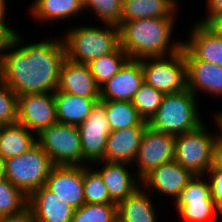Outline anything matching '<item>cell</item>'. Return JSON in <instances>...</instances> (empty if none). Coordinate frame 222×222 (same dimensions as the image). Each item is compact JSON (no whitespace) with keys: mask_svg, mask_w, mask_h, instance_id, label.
Segmentation results:
<instances>
[{"mask_svg":"<svg viewBox=\"0 0 222 222\" xmlns=\"http://www.w3.org/2000/svg\"><path fill=\"white\" fill-rule=\"evenodd\" d=\"M20 36L14 31L0 54V78L17 96L55 92L66 59L63 39L22 46Z\"/></svg>","mask_w":222,"mask_h":222,"instance_id":"cell-1","label":"cell"},{"mask_svg":"<svg viewBox=\"0 0 222 222\" xmlns=\"http://www.w3.org/2000/svg\"><path fill=\"white\" fill-rule=\"evenodd\" d=\"M175 20V17H160L121 21L120 46L129 59L172 55L183 46V41L170 44Z\"/></svg>","mask_w":222,"mask_h":222,"instance_id":"cell-2","label":"cell"},{"mask_svg":"<svg viewBox=\"0 0 222 222\" xmlns=\"http://www.w3.org/2000/svg\"><path fill=\"white\" fill-rule=\"evenodd\" d=\"M105 25V29L86 25L68 29L63 37L66 58L72 62L88 64L114 52L120 46L119 27L113 24Z\"/></svg>","mask_w":222,"mask_h":222,"instance_id":"cell-3","label":"cell"},{"mask_svg":"<svg viewBox=\"0 0 222 222\" xmlns=\"http://www.w3.org/2000/svg\"><path fill=\"white\" fill-rule=\"evenodd\" d=\"M196 97L188 88L165 94L156 113L148 121V126L175 136L196 129L203 123Z\"/></svg>","mask_w":222,"mask_h":222,"instance_id":"cell-4","label":"cell"},{"mask_svg":"<svg viewBox=\"0 0 222 222\" xmlns=\"http://www.w3.org/2000/svg\"><path fill=\"white\" fill-rule=\"evenodd\" d=\"M5 164V178L27 197L46 184L54 166L38 143L19 156L5 159Z\"/></svg>","mask_w":222,"mask_h":222,"instance_id":"cell-5","label":"cell"},{"mask_svg":"<svg viewBox=\"0 0 222 222\" xmlns=\"http://www.w3.org/2000/svg\"><path fill=\"white\" fill-rule=\"evenodd\" d=\"M205 127L203 122L196 129L177 135L175 140L174 160L194 175L204 176L213 166L217 134L207 133Z\"/></svg>","mask_w":222,"mask_h":222,"instance_id":"cell-6","label":"cell"},{"mask_svg":"<svg viewBox=\"0 0 222 222\" xmlns=\"http://www.w3.org/2000/svg\"><path fill=\"white\" fill-rule=\"evenodd\" d=\"M36 140L53 165L83 166L78 126L57 122L41 130Z\"/></svg>","mask_w":222,"mask_h":222,"instance_id":"cell-7","label":"cell"},{"mask_svg":"<svg viewBox=\"0 0 222 222\" xmlns=\"http://www.w3.org/2000/svg\"><path fill=\"white\" fill-rule=\"evenodd\" d=\"M140 60L144 82L158 91L172 94L187 88L183 46L181 50L169 56L147 57Z\"/></svg>","mask_w":222,"mask_h":222,"instance_id":"cell-8","label":"cell"},{"mask_svg":"<svg viewBox=\"0 0 222 222\" xmlns=\"http://www.w3.org/2000/svg\"><path fill=\"white\" fill-rule=\"evenodd\" d=\"M78 131L83 165H87V162L90 164L100 161L104 155L107 137L111 133L106 116V100L95 101L87 119L78 126Z\"/></svg>","mask_w":222,"mask_h":222,"instance_id":"cell-9","label":"cell"},{"mask_svg":"<svg viewBox=\"0 0 222 222\" xmlns=\"http://www.w3.org/2000/svg\"><path fill=\"white\" fill-rule=\"evenodd\" d=\"M175 140V135L146 127L133 162L138 166L137 177L140 180L158 166L174 161Z\"/></svg>","mask_w":222,"mask_h":222,"instance_id":"cell-10","label":"cell"},{"mask_svg":"<svg viewBox=\"0 0 222 222\" xmlns=\"http://www.w3.org/2000/svg\"><path fill=\"white\" fill-rule=\"evenodd\" d=\"M201 178L202 175H194L175 201L178 214L187 222L208 221L216 212L222 217L211 196L209 182Z\"/></svg>","mask_w":222,"mask_h":222,"instance_id":"cell-11","label":"cell"},{"mask_svg":"<svg viewBox=\"0 0 222 222\" xmlns=\"http://www.w3.org/2000/svg\"><path fill=\"white\" fill-rule=\"evenodd\" d=\"M17 122L34 131L36 135L57 123L54 92L18 96Z\"/></svg>","mask_w":222,"mask_h":222,"instance_id":"cell-12","label":"cell"},{"mask_svg":"<svg viewBox=\"0 0 222 222\" xmlns=\"http://www.w3.org/2000/svg\"><path fill=\"white\" fill-rule=\"evenodd\" d=\"M84 165H54L50 170L45 186L75 209L84 203Z\"/></svg>","mask_w":222,"mask_h":222,"instance_id":"cell-13","label":"cell"},{"mask_svg":"<svg viewBox=\"0 0 222 222\" xmlns=\"http://www.w3.org/2000/svg\"><path fill=\"white\" fill-rule=\"evenodd\" d=\"M186 87L196 96L197 91L219 98L222 96V67L197 59L184 45Z\"/></svg>","mask_w":222,"mask_h":222,"instance_id":"cell-14","label":"cell"},{"mask_svg":"<svg viewBox=\"0 0 222 222\" xmlns=\"http://www.w3.org/2000/svg\"><path fill=\"white\" fill-rule=\"evenodd\" d=\"M143 82L141 60L128 59L119 72L100 88V99L131 101Z\"/></svg>","mask_w":222,"mask_h":222,"instance_id":"cell-15","label":"cell"},{"mask_svg":"<svg viewBox=\"0 0 222 222\" xmlns=\"http://www.w3.org/2000/svg\"><path fill=\"white\" fill-rule=\"evenodd\" d=\"M193 176L194 174L191 171L174 160L152 170L140 183L144 189L152 187V189L157 190L162 195L174 197L175 199L173 200L176 201Z\"/></svg>","mask_w":222,"mask_h":222,"instance_id":"cell-16","label":"cell"},{"mask_svg":"<svg viewBox=\"0 0 222 222\" xmlns=\"http://www.w3.org/2000/svg\"><path fill=\"white\" fill-rule=\"evenodd\" d=\"M146 127H129L111 131L101 161L133 164Z\"/></svg>","mask_w":222,"mask_h":222,"instance_id":"cell-17","label":"cell"},{"mask_svg":"<svg viewBox=\"0 0 222 222\" xmlns=\"http://www.w3.org/2000/svg\"><path fill=\"white\" fill-rule=\"evenodd\" d=\"M56 91L80 97H100V87L97 85L89 65L72 62L67 58L61 65Z\"/></svg>","mask_w":222,"mask_h":222,"instance_id":"cell-18","label":"cell"},{"mask_svg":"<svg viewBox=\"0 0 222 222\" xmlns=\"http://www.w3.org/2000/svg\"><path fill=\"white\" fill-rule=\"evenodd\" d=\"M28 207L37 222H72L75 208L51 192L45 185L28 197Z\"/></svg>","mask_w":222,"mask_h":222,"instance_id":"cell-19","label":"cell"},{"mask_svg":"<svg viewBox=\"0 0 222 222\" xmlns=\"http://www.w3.org/2000/svg\"><path fill=\"white\" fill-rule=\"evenodd\" d=\"M102 163L104 165L102 166L101 170L96 169V171L100 174L108 189L110 198L115 204H118L124 200L138 187H142V185H139L141 180L138 177H134L133 174L127 170L126 167L127 165H130L129 163L106 161H102Z\"/></svg>","mask_w":222,"mask_h":222,"instance_id":"cell-20","label":"cell"},{"mask_svg":"<svg viewBox=\"0 0 222 222\" xmlns=\"http://www.w3.org/2000/svg\"><path fill=\"white\" fill-rule=\"evenodd\" d=\"M188 41L183 45L199 60L222 67V37L206 25L195 23Z\"/></svg>","mask_w":222,"mask_h":222,"instance_id":"cell-21","label":"cell"},{"mask_svg":"<svg viewBox=\"0 0 222 222\" xmlns=\"http://www.w3.org/2000/svg\"><path fill=\"white\" fill-rule=\"evenodd\" d=\"M56 116L59 123L79 126L91 113L92 105L100 97H80L55 91Z\"/></svg>","mask_w":222,"mask_h":222,"instance_id":"cell-22","label":"cell"},{"mask_svg":"<svg viewBox=\"0 0 222 222\" xmlns=\"http://www.w3.org/2000/svg\"><path fill=\"white\" fill-rule=\"evenodd\" d=\"M143 190L138 187L117 204V222H157L154 203Z\"/></svg>","mask_w":222,"mask_h":222,"instance_id":"cell-23","label":"cell"},{"mask_svg":"<svg viewBox=\"0 0 222 222\" xmlns=\"http://www.w3.org/2000/svg\"><path fill=\"white\" fill-rule=\"evenodd\" d=\"M176 0H122L121 21L175 17Z\"/></svg>","mask_w":222,"mask_h":222,"instance_id":"cell-24","label":"cell"},{"mask_svg":"<svg viewBox=\"0 0 222 222\" xmlns=\"http://www.w3.org/2000/svg\"><path fill=\"white\" fill-rule=\"evenodd\" d=\"M35 135L19 122L0 125V156L8 159L27 152L37 143Z\"/></svg>","mask_w":222,"mask_h":222,"instance_id":"cell-25","label":"cell"},{"mask_svg":"<svg viewBox=\"0 0 222 222\" xmlns=\"http://www.w3.org/2000/svg\"><path fill=\"white\" fill-rule=\"evenodd\" d=\"M32 17L38 21H56L68 19L84 11V6L78 0H34ZM42 19V20H41ZM47 20V21H46Z\"/></svg>","mask_w":222,"mask_h":222,"instance_id":"cell-26","label":"cell"},{"mask_svg":"<svg viewBox=\"0 0 222 222\" xmlns=\"http://www.w3.org/2000/svg\"><path fill=\"white\" fill-rule=\"evenodd\" d=\"M106 116L111 131L148 126V122L138 114L131 101L106 100Z\"/></svg>","mask_w":222,"mask_h":222,"instance_id":"cell-27","label":"cell"},{"mask_svg":"<svg viewBox=\"0 0 222 222\" xmlns=\"http://www.w3.org/2000/svg\"><path fill=\"white\" fill-rule=\"evenodd\" d=\"M129 59L127 53L119 46L114 52L103 55L88 63L97 85L101 88L110 80Z\"/></svg>","mask_w":222,"mask_h":222,"instance_id":"cell-28","label":"cell"},{"mask_svg":"<svg viewBox=\"0 0 222 222\" xmlns=\"http://www.w3.org/2000/svg\"><path fill=\"white\" fill-rule=\"evenodd\" d=\"M28 207V197L8 179L0 178V217L21 213Z\"/></svg>","mask_w":222,"mask_h":222,"instance_id":"cell-29","label":"cell"},{"mask_svg":"<svg viewBox=\"0 0 222 222\" xmlns=\"http://www.w3.org/2000/svg\"><path fill=\"white\" fill-rule=\"evenodd\" d=\"M164 93L143 82L133 96L131 103L138 114L149 121L162 103Z\"/></svg>","mask_w":222,"mask_h":222,"instance_id":"cell-30","label":"cell"},{"mask_svg":"<svg viewBox=\"0 0 222 222\" xmlns=\"http://www.w3.org/2000/svg\"><path fill=\"white\" fill-rule=\"evenodd\" d=\"M72 222H117V204L84 203L75 209Z\"/></svg>","mask_w":222,"mask_h":222,"instance_id":"cell-31","label":"cell"},{"mask_svg":"<svg viewBox=\"0 0 222 222\" xmlns=\"http://www.w3.org/2000/svg\"><path fill=\"white\" fill-rule=\"evenodd\" d=\"M84 165V199L85 203H101V204H115L109 195L108 189L104 184L100 174Z\"/></svg>","mask_w":222,"mask_h":222,"instance_id":"cell-32","label":"cell"},{"mask_svg":"<svg viewBox=\"0 0 222 222\" xmlns=\"http://www.w3.org/2000/svg\"><path fill=\"white\" fill-rule=\"evenodd\" d=\"M86 9L93 10L104 24L118 26L121 23L122 0H86L84 10Z\"/></svg>","mask_w":222,"mask_h":222,"instance_id":"cell-33","label":"cell"},{"mask_svg":"<svg viewBox=\"0 0 222 222\" xmlns=\"http://www.w3.org/2000/svg\"><path fill=\"white\" fill-rule=\"evenodd\" d=\"M18 96L0 78V125L17 122Z\"/></svg>","mask_w":222,"mask_h":222,"instance_id":"cell-34","label":"cell"},{"mask_svg":"<svg viewBox=\"0 0 222 222\" xmlns=\"http://www.w3.org/2000/svg\"><path fill=\"white\" fill-rule=\"evenodd\" d=\"M209 175H208V174ZM206 176L210 178V189H211V196L215 202L216 208L219 213L222 215V170L216 169L212 166L207 172Z\"/></svg>","mask_w":222,"mask_h":222,"instance_id":"cell-35","label":"cell"},{"mask_svg":"<svg viewBox=\"0 0 222 222\" xmlns=\"http://www.w3.org/2000/svg\"><path fill=\"white\" fill-rule=\"evenodd\" d=\"M0 222H37L31 209L27 207L21 213L0 217Z\"/></svg>","mask_w":222,"mask_h":222,"instance_id":"cell-36","label":"cell"},{"mask_svg":"<svg viewBox=\"0 0 222 222\" xmlns=\"http://www.w3.org/2000/svg\"><path fill=\"white\" fill-rule=\"evenodd\" d=\"M208 6V15L202 20L200 19L199 23L206 25L213 17L222 13V0H207Z\"/></svg>","mask_w":222,"mask_h":222,"instance_id":"cell-37","label":"cell"},{"mask_svg":"<svg viewBox=\"0 0 222 222\" xmlns=\"http://www.w3.org/2000/svg\"><path fill=\"white\" fill-rule=\"evenodd\" d=\"M14 31L13 28L8 27L6 22H0V54Z\"/></svg>","mask_w":222,"mask_h":222,"instance_id":"cell-38","label":"cell"},{"mask_svg":"<svg viewBox=\"0 0 222 222\" xmlns=\"http://www.w3.org/2000/svg\"><path fill=\"white\" fill-rule=\"evenodd\" d=\"M213 166L222 170V136L217 135L214 147Z\"/></svg>","mask_w":222,"mask_h":222,"instance_id":"cell-39","label":"cell"},{"mask_svg":"<svg viewBox=\"0 0 222 222\" xmlns=\"http://www.w3.org/2000/svg\"><path fill=\"white\" fill-rule=\"evenodd\" d=\"M206 26L216 35L222 37V13L213 17Z\"/></svg>","mask_w":222,"mask_h":222,"instance_id":"cell-40","label":"cell"},{"mask_svg":"<svg viewBox=\"0 0 222 222\" xmlns=\"http://www.w3.org/2000/svg\"><path fill=\"white\" fill-rule=\"evenodd\" d=\"M6 0H0V22H6V11H7Z\"/></svg>","mask_w":222,"mask_h":222,"instance_id":"cell-41","label":"cell"},{"mask_svg":"<svg viewBox=\"0 0 222 222\" xmlns=\"http://www.w3.org/2000/svg\"><path fill=\"white\" fill-rule=\"evenodd\" d=\"M214 121L216 122V124L218 125L217 127L220 129V135L222 136V112H218L217 114H215L214 116Z\"/></svg>","mask_w":222,"mask_h":222,"instance_id":"cell-42","label":"cell"},{"mask_svg":"<svg viewBox=\"0 0 222 222\" xmlns=\"http://www.w3.org/2000/svg\"><path fill=\"white\" fill-rule=\"evenodd\" d=\"M5 168H6L5 159L0 156V178L5 177Z\"/></svg>","mask_w":222,"mask_h":222,"instance_id":"cell-43","label":"cell"},{"mask_svg":"<svg viewBox=\"0 0 222 222\" xmlns=\"http://www.w3.org/2000/svg\"><path fill=\"white\" fill-rule=\"evenodd\" d=\"M83 6L85 5L86 0H78Z\"/></svg>","mask_w":222,"mask_h":222,"instance_id":"cell-44","label":"cell"}]
</instances>
